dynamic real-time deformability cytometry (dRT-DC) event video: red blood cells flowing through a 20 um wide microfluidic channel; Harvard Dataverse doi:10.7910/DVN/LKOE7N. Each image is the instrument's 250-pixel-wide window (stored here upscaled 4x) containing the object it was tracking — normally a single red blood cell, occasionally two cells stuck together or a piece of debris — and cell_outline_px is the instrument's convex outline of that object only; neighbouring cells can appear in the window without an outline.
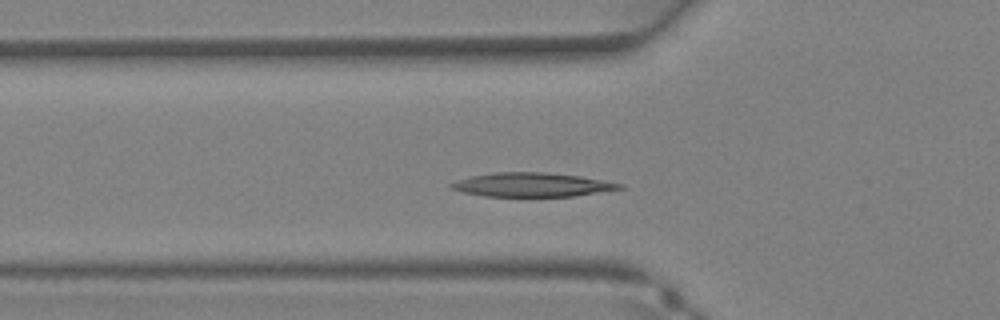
{"species": "Egyptian fruit bat (a non-hibernating species)", "species_latin": "Rousettus aegyptiacus", "temperature_condition": "warm", "stored_images_in_passage": 32, "camera_frame_rate_fps": 3000, "um_per_image_px": 0.085, "animal": {"sex": "female"}, "frame": {"image": 1, "passage_image": 7, "time_ms": 2.0, "image_size_px": [1000, 320], "cell_outline_px": [[624, 188], [576, 196], [484, 196], [464, 192], [452, 188], [448, 184], [472, 176], [496, 172], [544, 172], [580, 176], [624, 184]], "centroid_in_image_um": [45.26, 15.7], "position_along_channel_um": 80.5, "area_um2": 23.24}}
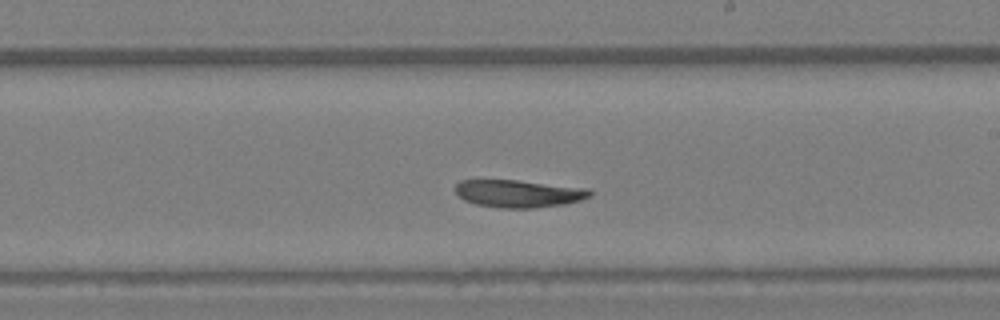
{"frame": {"image": 2, "passage_image": 16, "time_ms": 5.0, "image_size_px": [1000, 320], "cell_outline_px": [[592, 196], [580, 200], [564, 204], [536, 208], [500, 208], [476, 204], [464, 200], [456, 192], [456, 184], [460, 180], [516, 180], [588, 188], [592, 192]], "centroid_in_image_um": [44.1, 16.45], "position_along_channel_um": 244.9, "area_um2": 21.56}}
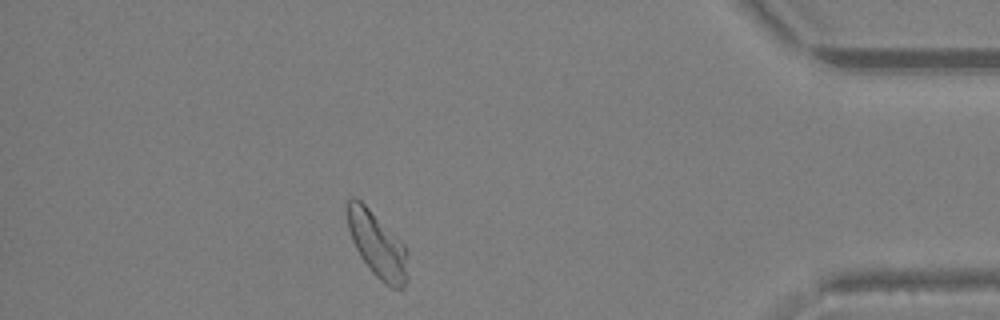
{"frame": {"image": 3, "passage_image": 27, "time_ms": 8.667, "image_size_px": [1000, 320], "cell_outline_px": [[408, 280], [404, 288], [392, 288], [384, 284], [368, 268], [360, 256], [352, 240], [348, 228], [348, 200], [352, 196], [356, 196], [404, 244], [408, 252]], "centroid_in_image_um": [32.11, 20.86], "position_along_channel_um": 403.1, "area_um2": 23.0}}